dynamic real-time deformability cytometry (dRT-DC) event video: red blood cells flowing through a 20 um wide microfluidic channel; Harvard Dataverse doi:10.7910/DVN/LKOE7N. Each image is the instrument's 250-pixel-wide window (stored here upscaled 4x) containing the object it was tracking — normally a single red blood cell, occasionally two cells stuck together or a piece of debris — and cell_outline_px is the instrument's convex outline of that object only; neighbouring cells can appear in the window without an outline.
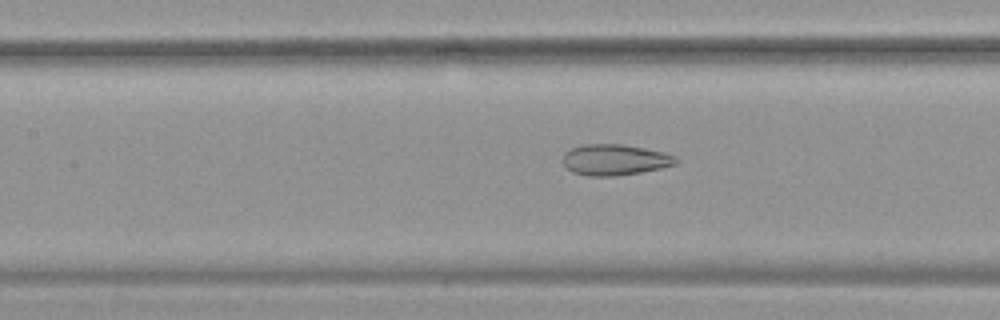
{"species": "common noctule bat (a hibernating species)", "species_latin": "Nyctalus noctula", "temperature_condition": "warm", "stored_images_in_passage": 35, "camera_frame_rate_fps": 3000, "um_per_image_px": 0.085, "animal": {"sex": "female", "body_mass_g": 19.9}, "frame": {"image": 1, "passage_image": 9, "time_ms": 2.667, "image_size_px": [1000, 320], "cell_outline_px": [[680, 160], [676, 164], [660, 168], [640, 172], [616, 176], [588, 176], [572, 172], [564, 164], [564, 152], [572, 148], [584, 144], [624, 144], [664, 152], [676, 156]], "centroid_in_image_um": [52.28, 13.58], "position_along_channel_um": 155.1, "area_um2": 20.4}}
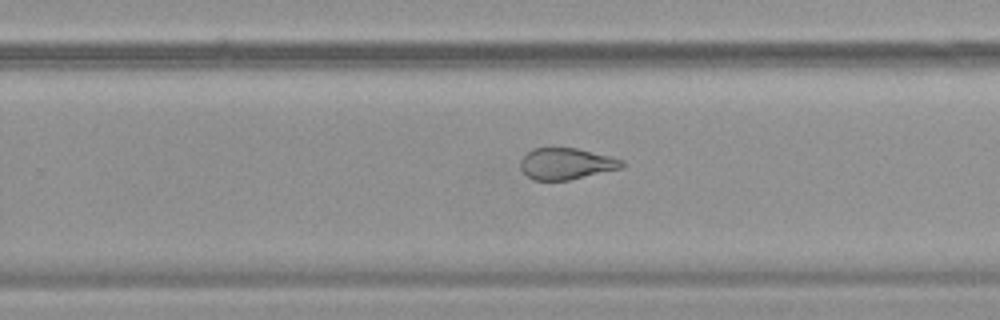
{"frame": {"image": 2, "passage_image": 19, "time_ms": 6.0, "image_size_px": [1000, 320], "cell_outline_px": [[624, 164], [620, 168], [568, 180], [532, 180], [520, 168], [520, 160], [532, 148], [576, 148], [624, 160]], "centroid_in_image_um": [48.09, 13.91], "position_along_channel_um": 281.7, "area_um2": 18.26}}
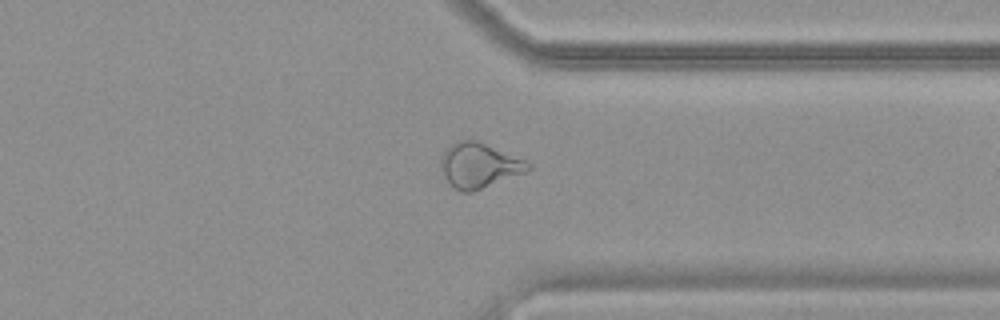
{"frame": {"image": 3, "passage_image": 26, "time_ms": 8.333, "image_size_px": [1000, 320], "cell_outline_px": [[532, 168], [524, 172], [472, 192], [464, 192], [456, 188], [444, 176], [440, 164], [444, 152], [452, 144], [460, 140], [476, 140], [524, 160], [532, 164]], "centroid_in_image_um": [40.72, 14.06], "position_along_channel_um": 370.7, "area_um2": 22.08}}